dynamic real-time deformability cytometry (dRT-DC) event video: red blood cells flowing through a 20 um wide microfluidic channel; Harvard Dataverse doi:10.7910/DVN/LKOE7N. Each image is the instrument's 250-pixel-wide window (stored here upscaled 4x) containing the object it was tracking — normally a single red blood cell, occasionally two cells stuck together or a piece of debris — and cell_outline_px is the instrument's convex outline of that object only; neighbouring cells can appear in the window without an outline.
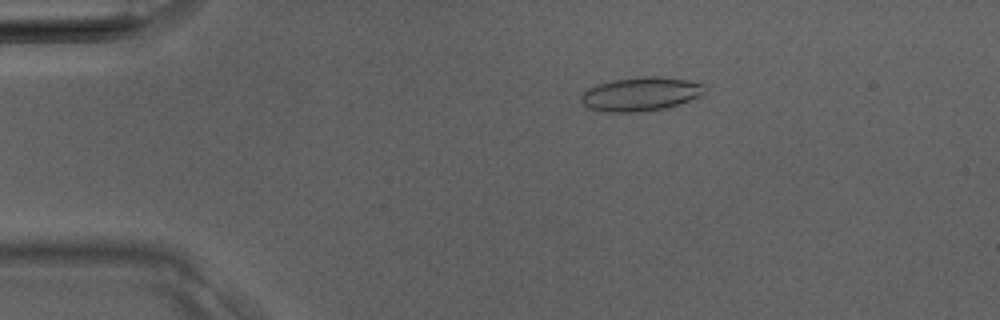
{"species": "Egyptian fruit bat (a non-hibernating species)", "species_latin": "Rousettus aegyptiacus", "temperature_condition": "room temperature", "stored_images_in_passage": 31, "camera_frame_rate_fps": 3000, "um_per_image_px": 0.085, "animal": {"sex": "male"}, "frame": {"image": 1, "passage_image": 1, "time_ms": 0.0, "image_size_px": [1000, 320], "cell_outline_px": [[704, 96], [680, 104], [664, 108], [644, 112], [604, 112], [588, 108], [580, 104], [580, 96], [588, 88], [596, 84], [616, 80], [644, 76], [656, 76], [688, 80], [704, 84]], "centroid_in_image_um": [54.45, 8.01], "position_along_channel_um": 30.5, "area_um2": 24.68}}
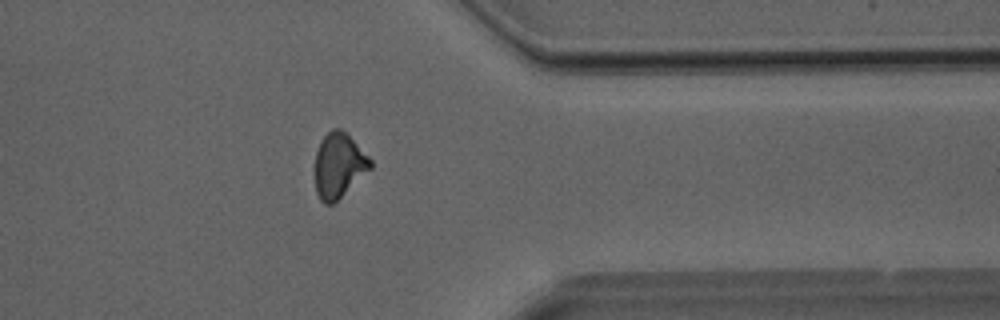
{"frame": {"image": 2, "passage_image": 24, "time_ms": 7.667, "image_size_px": [1000, 320], "cell_outline_px": [[372, 168], [332, 204], [324, 204], [320, 200], [316, 192], [312, 168], [316, 152], [320, 140], [332, 128], [340, 128], [372, 160]], "centroid_in_image_um": [28.73, 14.07], "position_along_channel_um": 382.7, "area_um2": 21.1}}
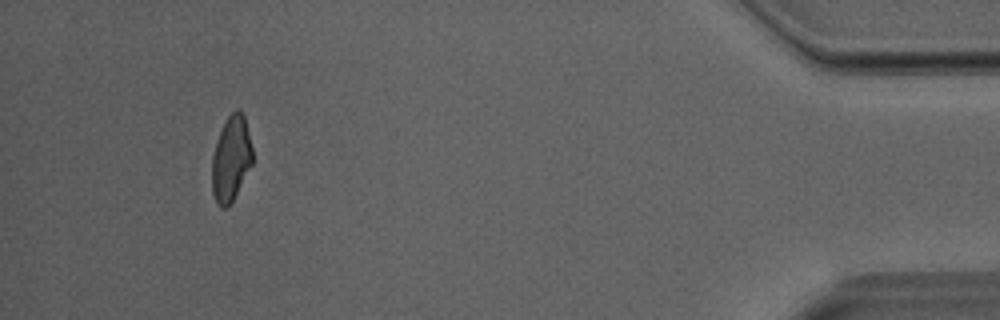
{"frame": {"image": 3, "passage_image": 29, "time_ms": 9.333, "image_size_px": [1000, 320], "cell_outline_px": [[252, 164], [228, 208], [220, 208], [216, 204], [212, 192], [212, 156], [216, 140], [228, 116], [236, 108], [240, 108], [244, 116], [252, 148]], "centroid_in_image_um": [19.62, 13.51], "position_along_channel_um": 415.6, "area_um2": 20.11}}